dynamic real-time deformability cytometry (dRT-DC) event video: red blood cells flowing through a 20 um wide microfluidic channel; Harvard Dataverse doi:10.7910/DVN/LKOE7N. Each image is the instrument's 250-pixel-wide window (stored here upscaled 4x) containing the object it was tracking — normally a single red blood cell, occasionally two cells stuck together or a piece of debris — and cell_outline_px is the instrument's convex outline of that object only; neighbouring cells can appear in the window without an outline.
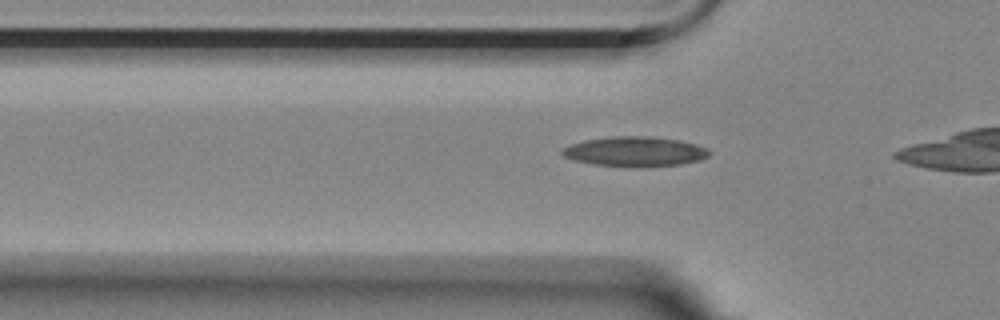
{"species": "Egyptian fruit bat (a non-hibernating species)", "species_latin": "Rousettus aegyptiacus", "temperature_condition": "room temperature", "stored_images_in_passage": 33, "camera_frame_rate_fps": 3000, "um_per_image_px": 0.085, "animal": {"sex": "female"}, "frame": {"image": 1, "passage_image": 6, "time_ms": 1.667, "image_size_px": [1000, 320], "cell_outline_px": [[712, 152], [708, 156], [700, 160], [680, 164], [592, 164], [572, 160], [564, 156], [560, 152], [564, 148], [572, 144], [584, 140], [612, 136], [648, 136], [680, 140], [696, 144], [708, 148]], "centroid_in_image_um": [53.98, 12.83], "position_along_channel_um": 71.8, "area_um2": 24.57}}
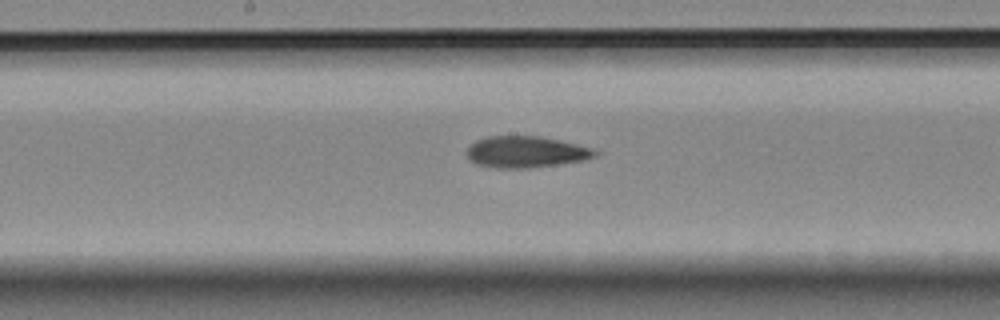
{"frame": {"image": 2, "passage_image": 17, "time_ms": 5.333, "image_size_px": [1000, 320], "cell_outline_px": [[604, 152], [596, 156], [584, 160], [528, 168], [500, 168], [476, 164], [468, 160], [468, 148], [476, 140], [488, 136], [536, 136], [576, 144], [592, 148]], "centroid_in_image_um": [44.72, 12.92], "position_along_channel_um": 203.5, "area_um2": 23.29}}
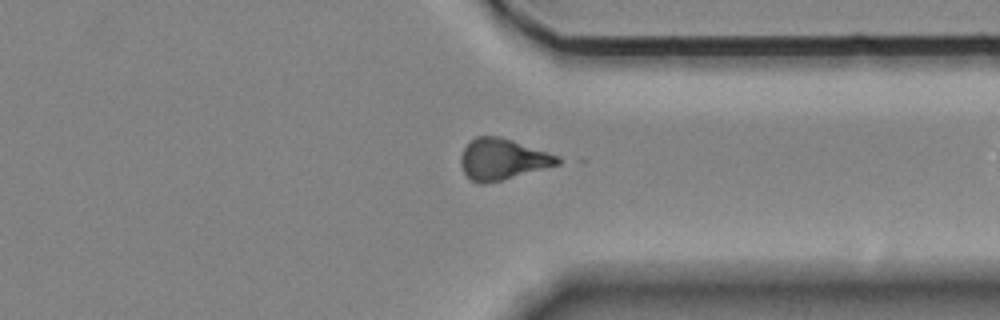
{"frame": {"image": 3, "passage_image": 31, "time_ms": 10.0, "image_size_px": [1000, 320], "cell_outline_px": [[568, 160], [560, 164], [500, 180], [484, 184], [480, 184], [472, 180], [464, 172], [460, 164], [460, 156], [464, 148], [476, 136], [496, 136], [512, 140], [560, 156]], "centroid_in_image_um": [42.75, 13.53], "position_along_channel_um": 368.6, "area_um2": 23.06}}